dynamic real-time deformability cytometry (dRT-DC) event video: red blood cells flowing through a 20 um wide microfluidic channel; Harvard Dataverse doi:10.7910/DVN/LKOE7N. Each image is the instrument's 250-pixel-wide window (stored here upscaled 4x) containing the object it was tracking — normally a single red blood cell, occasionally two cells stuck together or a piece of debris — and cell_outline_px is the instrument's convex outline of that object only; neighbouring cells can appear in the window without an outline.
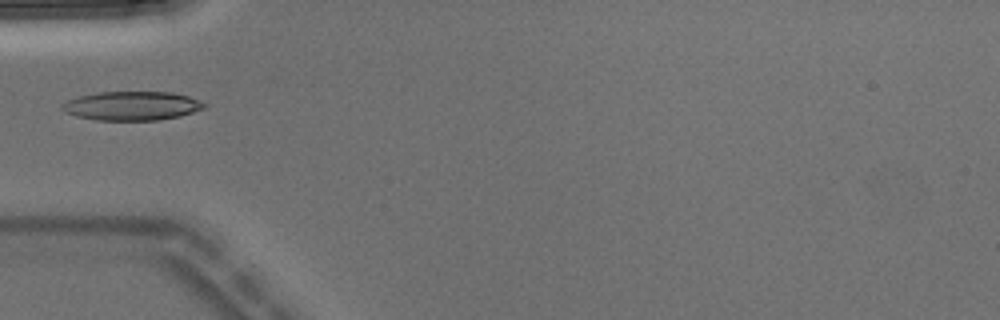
{"species": "Egyptian fruit bat (a non-hibernating species)", "species_latin": "Rousettus aegyptiacus", "temperature_condition": "warm", "stored_images_in_passage": 4, "camera_frame_rate_fps": 3000, "um_per_image_px": 0.085, "animal": {"sex": "male"}, "frame": {"image": 1, "passage_image": 4, "time_ms": 1.0, "image_size_px": [1000, 320], "cell_outline_px": [[208, 104], [204, 108], [180, 116], [160, 120], [96, 120], [76, 116], [64, 112], [60, 108], [60, 104], [68, 100], [80, 96], [96, 92], [172, 92], [188, 96], [200, 100]], "centroid_in_image_um": [11.2, 8.99], "position_along_channel_um": 73.8, "area_um2": 24.1}}